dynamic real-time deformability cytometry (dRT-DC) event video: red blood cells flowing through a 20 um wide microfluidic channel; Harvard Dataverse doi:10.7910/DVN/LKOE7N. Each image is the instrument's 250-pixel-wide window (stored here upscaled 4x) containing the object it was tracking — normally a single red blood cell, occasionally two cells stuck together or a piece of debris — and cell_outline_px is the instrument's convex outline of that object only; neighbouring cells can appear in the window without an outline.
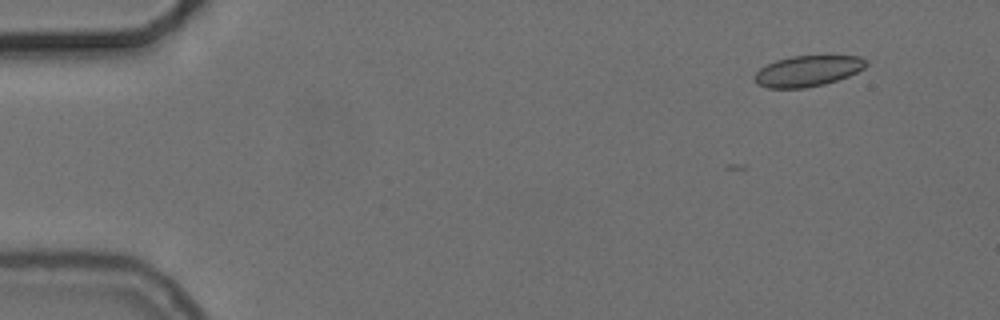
{"species": "common noctule bat (a hibernating species)", "species_latin": "Nyctalus noctula", "temperature_condition": "cold", "stored_images_in_passage": 11, "camera_frame_rate_fps": 3000, "um_per_image_px": 0.085, "animal": {"sex": "female", "body_mass_g": 24.6, "forearm_length_mm": 56.2}, "frame": {"image": 1, "passage_image": 1, "time_ms": 0.0, "image_size_px": [1000, 320], "cell_outline_px": [[868, 64], [864, 68], [848, 76], [824, 84], [804, 88], [768, 88], [756, 84], [752, 76], [760, 68], [776, 60], [792, 56], [860, 56], [868, 60]], "centroid_in_image_um": [68.64, 6.03], "position_along_channel_um": 16.4, "area_um2": 20.06}}
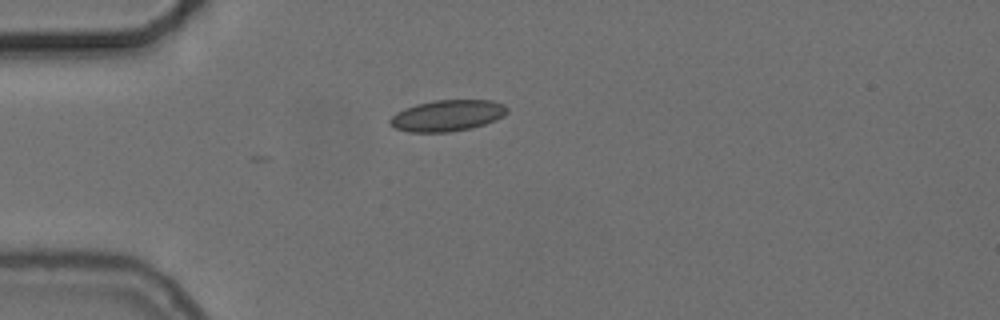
{"frame": {"image": 2, "passage_image": 11, "time_ms": 3.333, "image_size_px": [1000, 320], "cell_outline_px": [[508, 112], [504, 116], [496, 120], [472, 128], [448, 132], [408, 132], [396, 128], [388, 124], [388, 120], [396, 112], [404, 108], [416, 104], [436, 100], [492, 100], [504, 104], [508, 108]], "centroid_in_image_um": [38.02, 9.82], "position_along_channel_um": 47.0, "area_um2": 21.5}}